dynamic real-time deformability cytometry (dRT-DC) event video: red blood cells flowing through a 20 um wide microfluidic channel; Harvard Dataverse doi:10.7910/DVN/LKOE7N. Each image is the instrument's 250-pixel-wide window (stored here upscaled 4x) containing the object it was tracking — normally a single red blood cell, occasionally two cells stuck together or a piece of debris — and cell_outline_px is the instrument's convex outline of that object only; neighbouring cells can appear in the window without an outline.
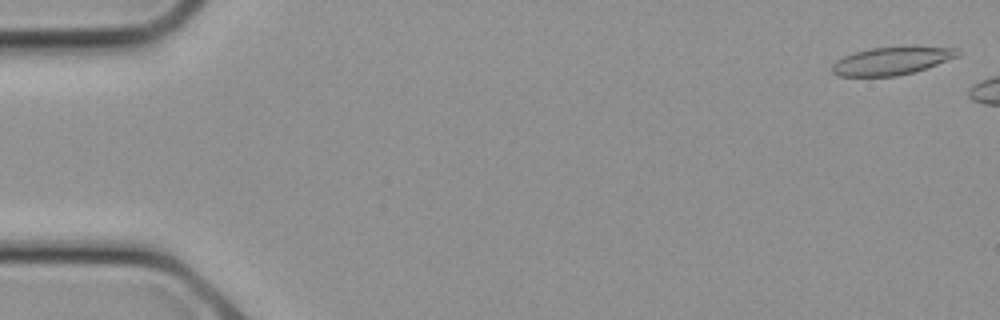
{"species": "common noctule bat (a hibernating species)", "species_latin": "Nyctalus noctula", "temperature_condition": "cold", "stored_images_in_passage": 6, "camera_frame_rate_fps": 3000, "um_per_image_px": 0.085, "animal": {"sex": "female", "body_mass_g": 21.9}, "frame": {"image": 1, "passage_image": 1, "time_ms": 0.0, "image_size_px": [1000, 320], "cell_outline_px": [[960, 56], [916, 72], [896, 76], [840, 76], [832, 72], [832, 64], [836, 60], [852, 52], [872, 48], [956, 48], [960, 52]], "centroid_in_image_um": [75.76, 5.2], "position_along_channel_um": 9.2, "area_um2": 20.0}}